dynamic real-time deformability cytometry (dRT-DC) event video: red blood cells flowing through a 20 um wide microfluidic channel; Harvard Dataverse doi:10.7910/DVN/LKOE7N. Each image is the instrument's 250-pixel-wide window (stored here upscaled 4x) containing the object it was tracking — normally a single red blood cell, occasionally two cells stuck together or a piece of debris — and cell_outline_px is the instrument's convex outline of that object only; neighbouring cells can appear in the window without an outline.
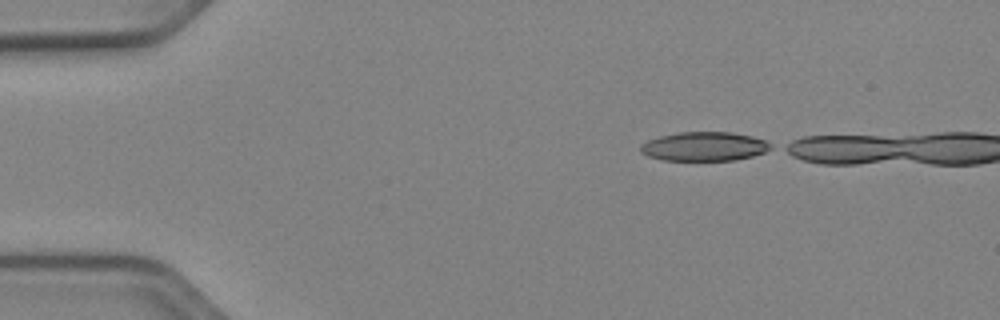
{"species": "Egyptian fruit bat (a non-hibernating species)", "species_latin": "Rousettus aegyptiacus", "temperature_condition": "cold", "stored_images_in_passage": 9, "camera_frame_rate_fps": 3000, "um_per_image_px": 0.085, "animal": {"sex": "female"}, "frame": {"image": 1, "passage_image": 1, "time_ms": 0.0, "image_size_px": [1000, 320], "cell_outline_px": [[772, 148], [764, 152], [752, 156], [736, 160], [664, 160], [648, 156], [640, 152], [640, 144], [648, 140], [660, 136], [680, 132], [732, 132], [752, 136], [764, 140], [772, 144]], "centroid_in_image_um": [59.86, 12.44], "position_along_channel_um": 25.1, "area_um2": 22.02}}